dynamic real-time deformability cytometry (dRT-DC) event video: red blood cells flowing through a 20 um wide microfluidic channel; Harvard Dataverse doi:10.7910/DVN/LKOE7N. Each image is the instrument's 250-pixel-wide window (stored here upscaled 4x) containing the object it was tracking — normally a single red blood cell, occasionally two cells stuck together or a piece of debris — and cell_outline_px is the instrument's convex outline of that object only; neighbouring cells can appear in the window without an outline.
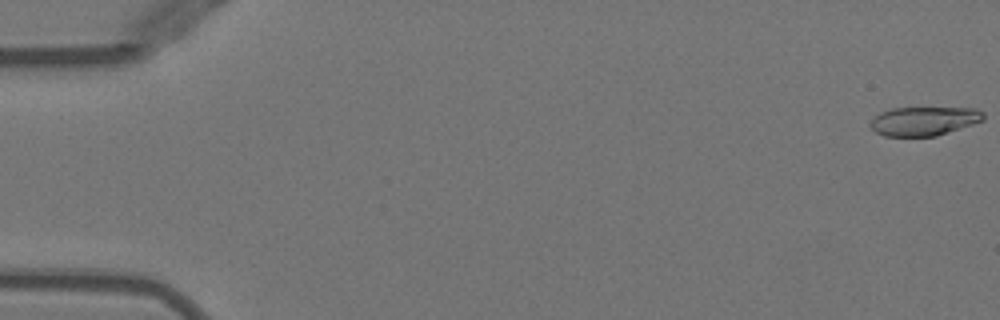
{"species": "Egyptian fruit bat (a non-hibernating species)", "species_latin": "Rousettus aegyptiacus", "temperature_condition": "warm", "stored_images_in_passage": 52, "camera_frame_rate_fps": 3000, "um_per_image_px": 0.085, "animal": {"sex": "female"}, "frame": {"image": 1, "passage_image": 1, "time_ms": 0.0, "image_size_px": [1000, 320], "cell_outline_px": [[984, 120], [936, 136], [884, 136], [876, 132], [868, 124], [880, 112], [892, 108], [976, 108], [984, 112]], "centroid_in_image_um": [78.54, 10.28], "position_along_channel_um": 6.5, "area_um2": 18.96}}
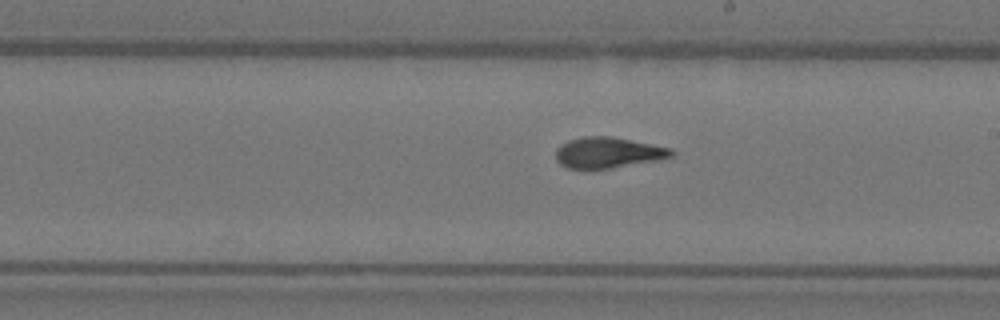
{"frame": {"image": 2, "passage_image": 30, "time_ms": 9.667, "image_size_px": [1000, 320], "cell_outline_px": [[676, 152], [672, 156], [656, 160], [608, 168], [568, 168], [560, 164], [556, 160], [556, 148], [560, 144], [568, 140], [584, 136], [612, 136], [672, 148]], "centroid_in_image_um": [51.66, 12.95], "position_along_channel_um": 237.3, "area_um2": 20.63}}
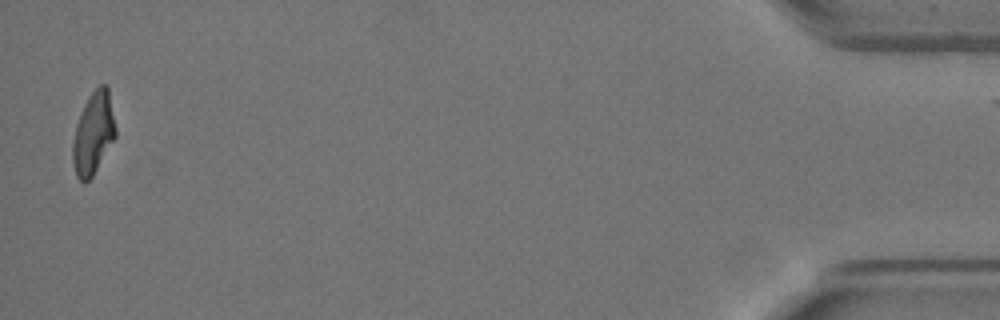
{"frame": {"image": 3, "passage_image": 51, "time_ms": 16.667, "image_size_px": [1000, 320], "cell_outline_px": [[116, 136], [92, 176], [84, 184], [76, 176], [72, 160], [72, 144], [76, 124], [84, 104], [88, 96], [100, 84], [104, 84], [108, 88], [116, 128]], "centroid_in_image_um": [7.92, 11.33], "position_along_channel_um": 427.3, "area_um2": 20.4}}